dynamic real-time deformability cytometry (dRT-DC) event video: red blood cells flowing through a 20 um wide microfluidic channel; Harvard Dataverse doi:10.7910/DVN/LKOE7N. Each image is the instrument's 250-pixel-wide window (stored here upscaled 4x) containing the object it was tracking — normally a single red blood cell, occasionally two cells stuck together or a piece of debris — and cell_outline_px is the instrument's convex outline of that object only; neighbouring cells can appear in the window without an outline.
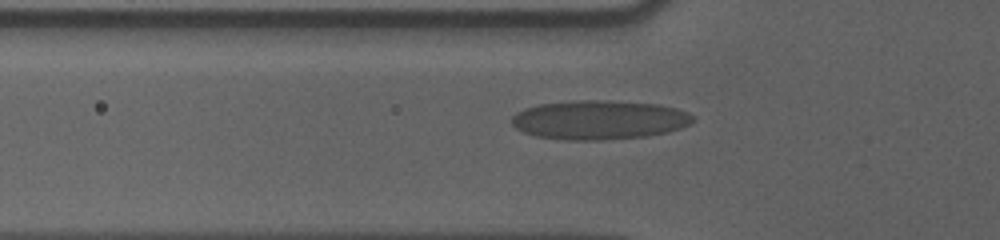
{"species": "human", "species_latin": "Homo sapiens", "temperature_condition": "cold", "stored_images_in_passage": 44, "camera_frame_rate_fps": 3000, "um_per_image_px": 0.085, "donor": {"sex": "male"}, "frame": {"image": 1, "passage_image": 12, "time_ms": 3.667, "image_size_px": [1000, 240], "cell_outline_px": [[696, 120], [692, 124], [668, 132], [648, 136], [604, 140], [560, 140], [536, 136], [524, 132], [516, 128], [512, 124], [512, 116], [516, 112], [524, 108], [540, 104], [576, 100], [608, 100], [660, 104], [676, 108], [688, 112]], "centroid_in_image_um": [50.95, 10.19], "position_along_channel_um": 74.8, "area_um2": 41.79}}
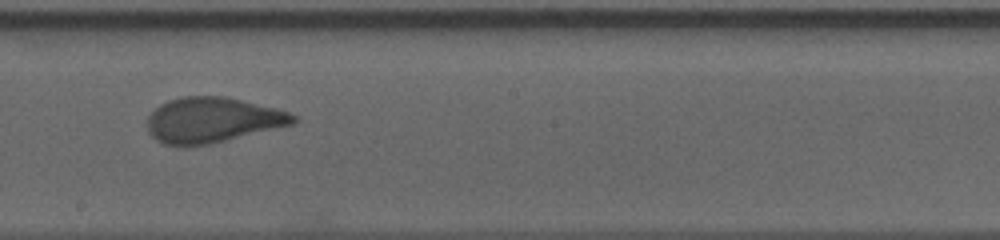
{"frame": {"image": 2, "passage_image": 25, "time_ms": 8.0, "image_size_px": [1000, 240], "cell_outline_px": [[300, 120], [292, 124], [208, 144], [164, 144], [156, 140], [148, 132], [148, 116], [160, 104], [168, 100], [180, 96], [224, 96], [276, 108], [288, 112], [296, 116]], "centroid_in_image_um": [18.04, 10.17], "position_along_channel_um": 230.2, "area_um2": 37.92}}
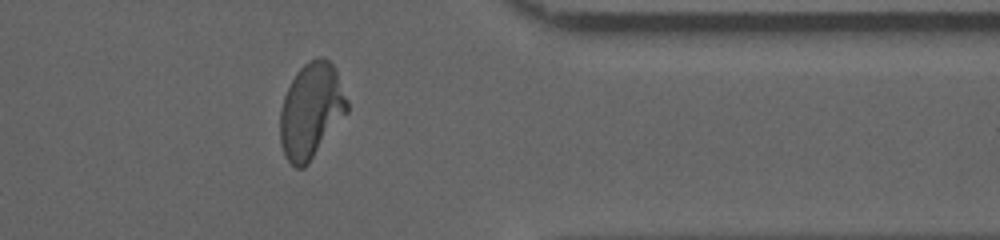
{"frame": {"image": 3, "passage_image": 39, "time_ms": 12.667, "image_size_px": [1000, 240], "cell_outline_px": [[348, 112], [308, 164], [304, 168], [296, 168], [284, 156], [280, 144], [280, 112], [284, 96], [296, 72], [304, 64], [320, 56], [324, 56], [336, 68], [348, 100]], "centroid_in_image_um": [26.45, 9.41], "position_along_channel_um": 384.9, "area_um2": 37.34}}